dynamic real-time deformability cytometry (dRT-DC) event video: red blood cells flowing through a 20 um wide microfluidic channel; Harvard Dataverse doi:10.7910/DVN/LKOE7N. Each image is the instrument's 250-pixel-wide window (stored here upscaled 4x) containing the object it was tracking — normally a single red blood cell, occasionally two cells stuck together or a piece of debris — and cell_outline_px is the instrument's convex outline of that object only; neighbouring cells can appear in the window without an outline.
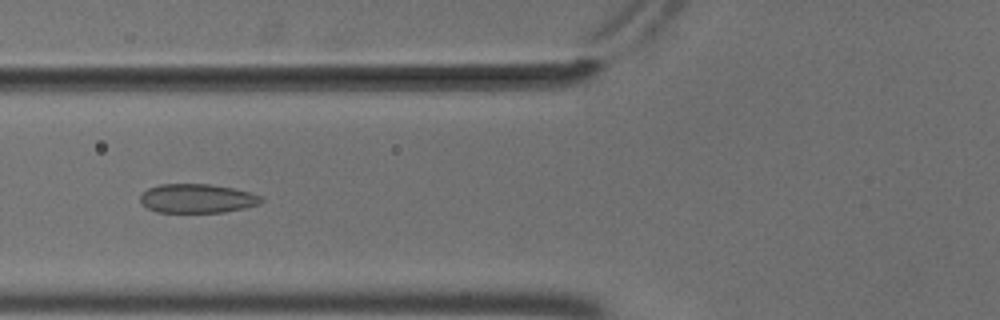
{"species": "common noctule bat (a hibernating species)", "species_latin": "Nyctalus noctula", "temperature_condition": "cold", "stored_images_in_passage": 55, "camera_frame_rate_fps": 3000, "um_per_image_px": 0.085, "animal": {"sex": "male", "body_mass_g": 18.8}, "frame": {"image": 1, "passage_image": 22, "time_ms": 7.0, "image_size_px": [1000, 320], "cell_outline_px": [[264, 200], [260, 204], [244, 208], [224, 212], [156, 212], [148, 208], [140, 200], [140, 196], [148, 188], [160, 184], [208, 184], [232, 188], [264, 196]], "centroid_in_image_um": [16.79, 16.87], "position_along_channel_um": 109.0, "area_um2": 20.4}}
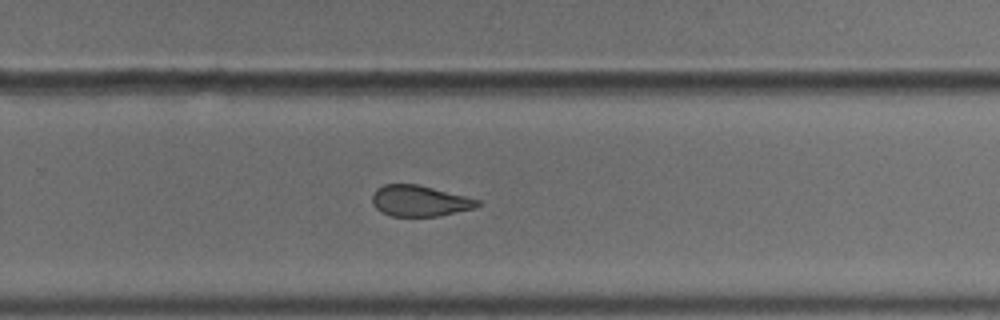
{"frame": {"image": 2, "passage_image": 37, "time_ms": 12.0, "image_size_px": [1000, 320], "cell_outline_px": [[480, 204], [476, 208], [436, 216], [392, 216], [380, 212], [372, 204], [372, 196], [376, 188], [384, 184], [416, 184], [480, 200]], "centroid_in_image_um": [35.62, 17.08], "position_along_channel_um": 294.2, "area_um2": 18.84}}
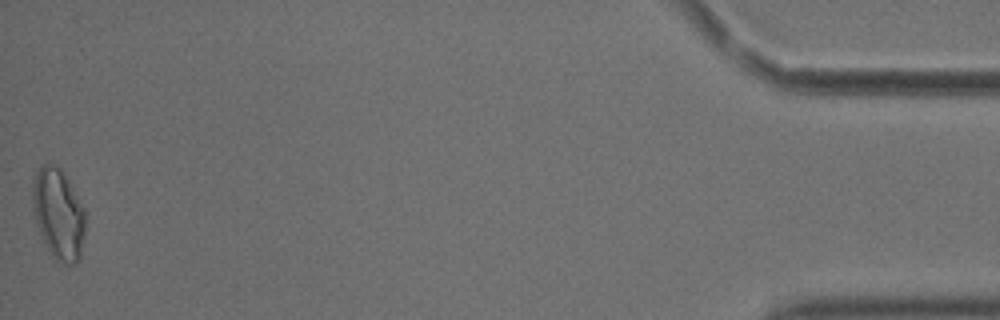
{"frame": {"image": 3, "passage_image": 55, "time_ms": 18.0, "image_size_px": [1000, 320], "cell_outline_px": [[84, 236], [80, 260], [76, 264], [64, 264], [56, 260], [52, 256], [36, 224], [32, 212], [32, 176], [40, 164], [52, 164], [60, 168], [68, 180], [84, 208]], "centroid_in_image_um": [4.93, 18.17], "position_along_channel_um": 430.3, "area_um2": 28.15}, "authors_computed_cell_mechanics": {"area_um2": 21.6172, "velocity_mm_per_s": 3.6982, "shape_relaxation_time_tau1_ms": null, "shape_relaxation_time_tau2_ms": 2.8033, "deformation_change_tau1": null, "deformation_change_tau2": 0.087}}